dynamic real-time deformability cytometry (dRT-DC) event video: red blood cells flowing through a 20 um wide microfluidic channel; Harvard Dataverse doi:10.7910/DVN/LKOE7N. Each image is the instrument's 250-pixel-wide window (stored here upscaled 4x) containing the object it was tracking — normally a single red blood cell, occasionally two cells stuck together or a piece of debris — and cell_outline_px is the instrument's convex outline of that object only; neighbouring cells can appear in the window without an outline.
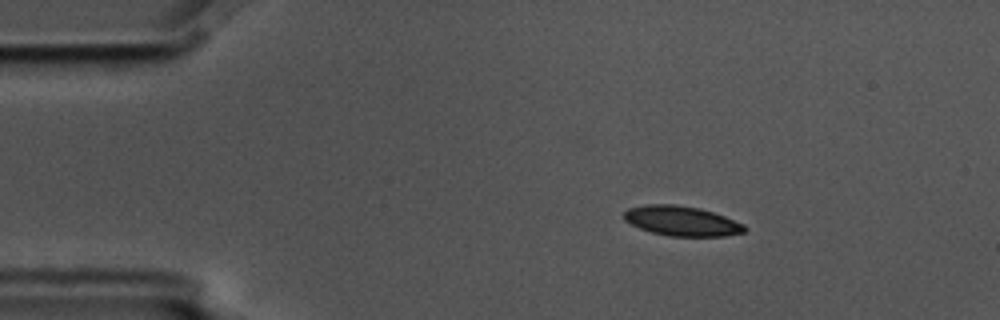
{"species": "common noctule bat (a hibernating species)", "species_latin": "Nyctalus noctula", "temperature_condition": "cold", "stored_images_in_passage": 4, "camera_frame_rate_fps": 3000, "um_per_image_px": 0.085, "animal": {"sex": "male", "body_mass_g": 17.5, "forearm_length_mm": 52.3}, "frame": {"image": 1, "passage_image": 2, "time_ms": 0.333, "image_size_px": [1000, 320], "cell_outline_px": [[748, 228], [744, 232], [724, 236], [668, 236], [652, 232], [640, 228], [624, 220], [624, 212], [628, 208], [644, 204], [676, 204], [700, 208], [724, 216], [744, 224]], "centroid_in_image_um": [57.94, 18.77], "position_along_channel_um": 27.1, "area_um2": 20.98}}
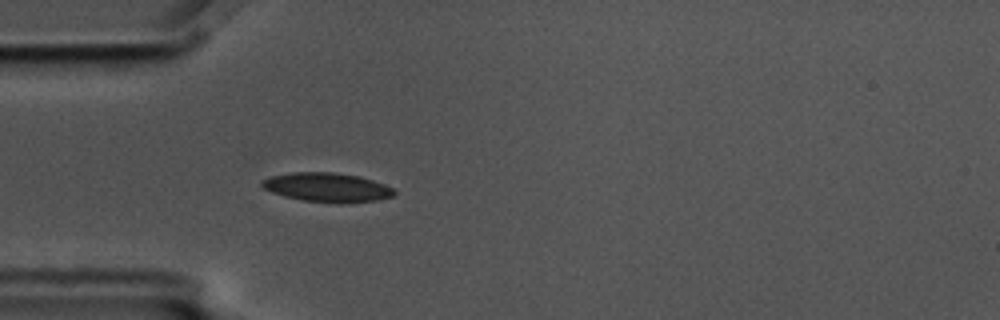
{"frame": {"image": 2, "passage_image": 4, "time_ms": 1.0, "image_size_px": [1000, 320], "cell_outline_px": [[396, 192], [392, 196], [376, 200], [348, 204], [340, 204], [304, 200], [284, 196], [272, 192], [264, 188], [260, 184], [260, 180], [272, 176], [292, 172], [332, 172], [360, 176], [384, 184], [392, 188]], "centroid_in_image_um": [27.8, 15.93], "position_along_channel_um": 57.2, "area_um2": 22.54}}